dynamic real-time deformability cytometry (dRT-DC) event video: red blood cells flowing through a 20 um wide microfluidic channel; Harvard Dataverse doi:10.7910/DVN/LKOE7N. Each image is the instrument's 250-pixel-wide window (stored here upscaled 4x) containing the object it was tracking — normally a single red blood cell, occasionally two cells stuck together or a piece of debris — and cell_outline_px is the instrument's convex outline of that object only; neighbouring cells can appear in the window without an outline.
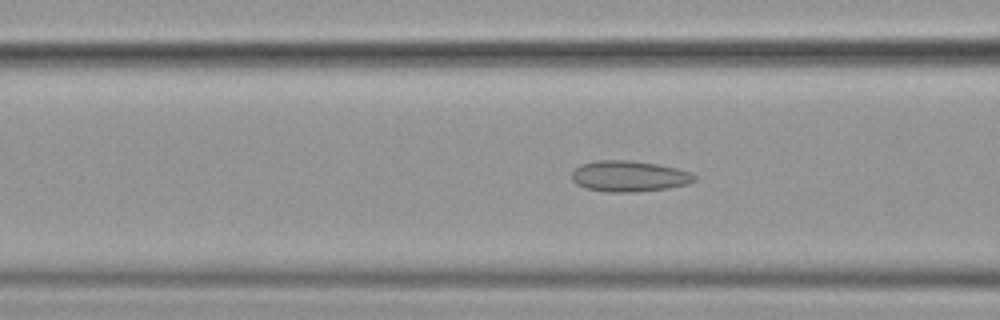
{"species": "common noctule bat (a hibernating species)", "species_latin": "Nyctalus noctula", "temperature_condition": "cold", "stored_images_in_passage": 57, "camera_frame_rate_fps": 3000, "um_per_image_px": 0.085, "animal": {"sex": "female", "body_mass_g": 19.9}, "frame": {"image": 1, "passage_image": 23, "time_ms": 7.333, "image_size_px": [1000, 320], "cell_outline_px": [[696, 180], [688, 184], [668, 188], [636, 192], [604, 192], [584, 188], [576, 184], [572, 180], [572, 172], [580, 164], [596, 160], [628, 160], [656, 164], [676, 168], [688, 172], [696, 176]], "centroid_in_image_um": [53.43, 14.98], "position_along_channel_um": 113.2, "area_um2": 22.2}}
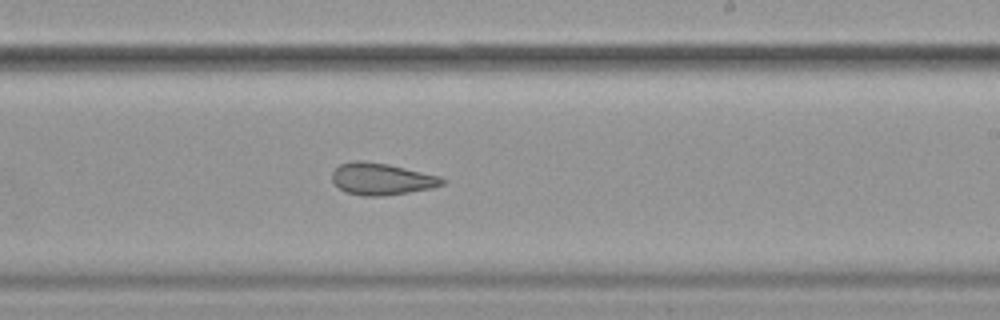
{"frame": {"image": 2, "passage_image": 35, "time_ms": 11.333, "image_size_px": [1000, 320], "cell_outline_px": [[448, 180], [444, 184], [432, 188], [384, 196], [364, 196], [344, 192], [332, 180], [332, 172], [340, 164], [356, 160], [360, 160], [388, 164], [440, 176]], "centroid_in_image_um": [32.45, 15.21], "position_along_channel_um": 256.6, "area_um2": 20.46}}
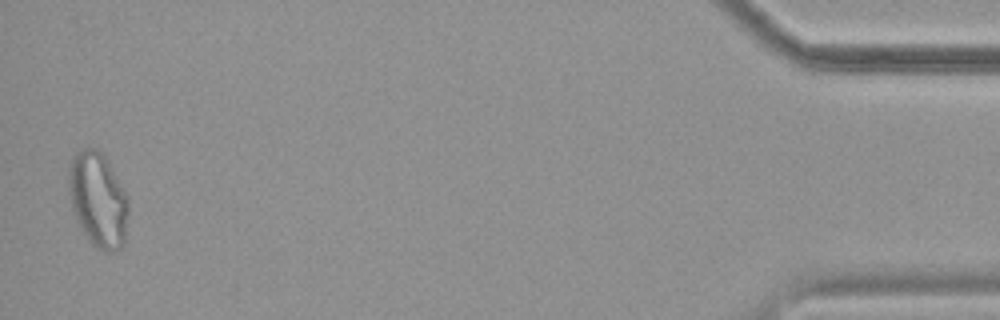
{"frame": {"image": 3, "passage_image": 56, "time_ms": 18.333, "image_size_px": [1000, 320], "cell_outline_px": [[128, 216], [124, 244], [116, 252], [104, 252], [96, 248], [92, 244], [84, 232], [72, 208], [68, 188], [68, 172], [72, 156], [76, 152], [84, 148], [96, 148], [104, 156], [128, 196]], "centroid_in_image_um": [8.34, 16.99], "position_along_channel_um": 426.9, "area_um2": 32.95}, "authors_computed_cell_mechanics": {"area_um2": 24.1604, "velocity_mm_per_s": 3.5974, "shape_relaxation_time_tau1_ms": null, "shape_relaxation_time_tau2_ms": 2.21, "deformation_change_tau1": null, "deformation_change_tau2": 0.0927}}